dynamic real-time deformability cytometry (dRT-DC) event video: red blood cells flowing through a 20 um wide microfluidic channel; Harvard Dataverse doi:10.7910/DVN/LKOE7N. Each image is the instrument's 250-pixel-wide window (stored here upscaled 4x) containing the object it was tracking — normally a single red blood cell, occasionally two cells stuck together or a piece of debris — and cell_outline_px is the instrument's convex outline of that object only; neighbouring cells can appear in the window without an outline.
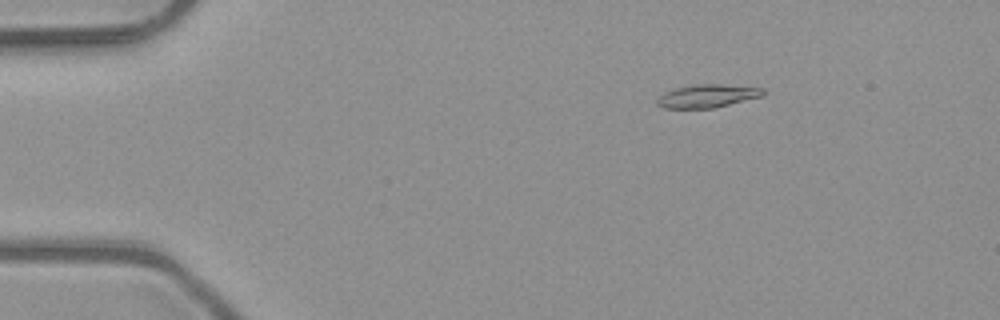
{"species": "common noctule bat (a hibernating species)", "species_latin": "Nyctalus noctula", "temperature_condition": "room temperature", "stored_images_in_passage": 4, "camera_frame_rate_fps": 3000, "um_per_image_px": 0.085, "animal": {"sex": "male", "body_mass_g": 23.1, "forearm_length_mm": 52.7}, "frame": {"image": 1, "passage_image": 3, "time_ms": 0.667, "image_size_px": [1000, 320], "cell_outline_px": [[764, 96], [712, 108], [664, 108], [656, 104], [656, 100], [664, 92], [676, 88], [696, 84], [720, 84], [764, 88]], "centroid_in_image_um": [60.12, 8.16], "position_along_channel_um": 24.9, "area_um2": 14.22}}